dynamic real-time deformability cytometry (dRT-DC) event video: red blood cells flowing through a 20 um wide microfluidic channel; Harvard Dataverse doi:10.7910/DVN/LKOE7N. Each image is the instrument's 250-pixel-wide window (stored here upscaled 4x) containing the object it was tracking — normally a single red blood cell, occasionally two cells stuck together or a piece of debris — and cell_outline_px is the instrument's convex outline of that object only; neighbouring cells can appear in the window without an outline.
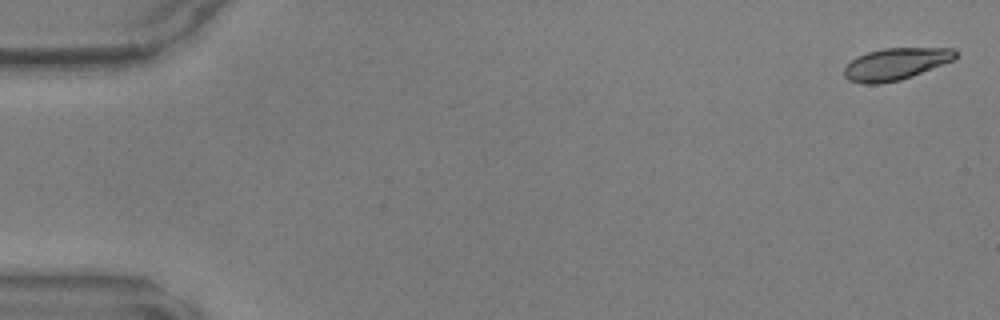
{"species": "common noctule bat (a hibernating species)", "species_latin": "Nyctalus noctula", "temperature_condition": "warm", "stored_images_in_passage": 49, "camera_frame_rate_fps": 3000, "um_per_image_px": 0.085, "animal": {"sex": "male", "body_mass_g": 17.9, "forearm_length_mm": 54.2}, "frame": {"image": 1, "passage_image": 2, "time_ms": 0.333, "image_size_px": [1000, 320], "cell_outline_px": [[956, 56], [952, 60], [912, 76], [900, 80], [880, 84], [864, 84], [848, 80], [844, 76], [844, 68], [856, 56], [868, 52], [884, 48], [952, 48], [956, 52]], "centroid_in_image_um": [76.08, 5.44], "position_along_channel_um": 8.9, "area_um2": 20.52}}
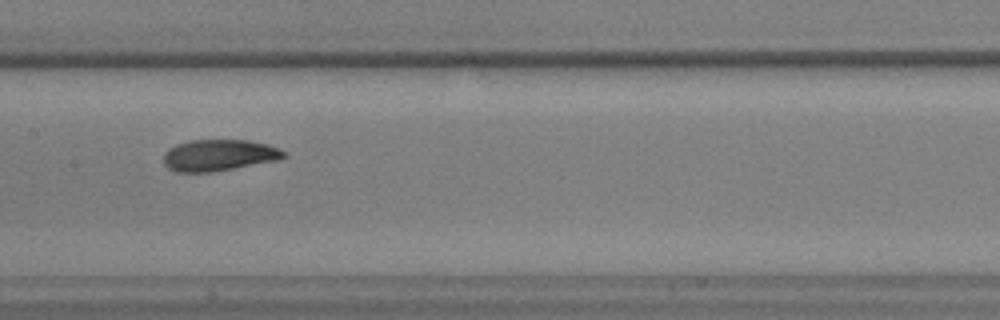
{"frame": {"image": 2, "passage_image": 25, "time_ms": 8.0, "image_size_px": [1000, 320], "cell_outline_px": [[288, 156], [276, 160], [212, 172], [176, 172], [168, 168], [164, 164], [164, 152], [168, 148], [176, 144], [192, 140], [248, 140], [268, 144], [284, 152]], "centroid_in_image_um": [18.56, 13.19], "position_along_channel_um": 188.8, "area_um2": 21.91}}
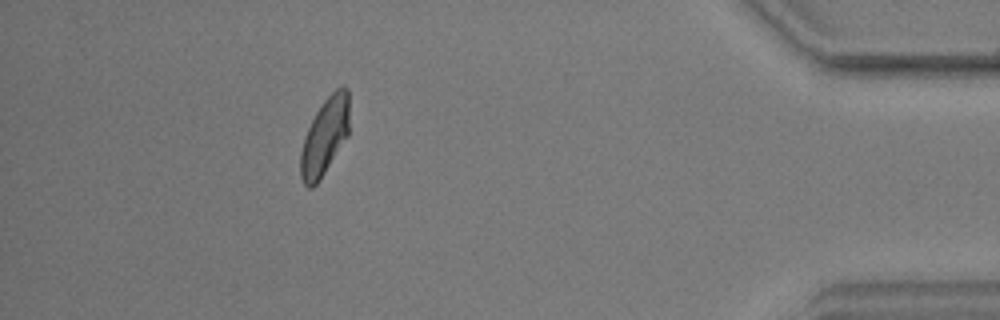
{"frame": {"image": 3, "passage_image": 44, "time_ms": 14.333, "image_size_px": [1000, 320], "cell_outline_px": [[348, 136], [320, 180], [312, 188], [308, 188], [304, 184], [300, 176], [300, 152], [308, 128], [320, 104], [340, 84], [344, 84], [348, 88]], "centroid_in_image_um": [27.6, 11.59], "position_along_channel_um": 407.6, "area_um2": 21.96}}